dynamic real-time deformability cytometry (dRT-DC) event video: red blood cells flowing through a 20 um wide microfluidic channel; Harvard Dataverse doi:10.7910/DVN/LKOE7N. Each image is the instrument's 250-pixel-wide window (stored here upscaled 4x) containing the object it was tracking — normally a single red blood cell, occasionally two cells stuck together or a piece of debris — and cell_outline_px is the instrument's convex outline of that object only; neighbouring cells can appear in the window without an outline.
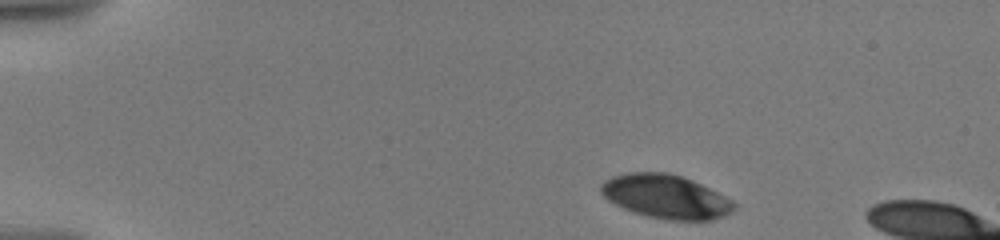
{"species": "human", "species_latin": "Homo sapiens", "temperature_condition": "warm", "stored_images_in_passage": 6, "camera_frame_rate_fps": 3000, "um_per_image_px": 0.085, "donor": {"sex": "male"}, "frame": {"image": 1, "passage_image": 1, "time_ms": 0.0, "image_size_px": [1000, 240], "cell_outline_px": [[736, 208], [732, 212], [724, 216], [712, 220], [668, 220], [648, 216], [632, 212], [608, 200], [600, 192], [600, 184], [604, 180], [612, 176], [628, 172], [668, 172], [692, 180], [732, 200], [736, 204]], "centroid_in_image_um": [56.58, 16.71], "position_along_channel_um": 28.4, "area_um2": 33.93}}